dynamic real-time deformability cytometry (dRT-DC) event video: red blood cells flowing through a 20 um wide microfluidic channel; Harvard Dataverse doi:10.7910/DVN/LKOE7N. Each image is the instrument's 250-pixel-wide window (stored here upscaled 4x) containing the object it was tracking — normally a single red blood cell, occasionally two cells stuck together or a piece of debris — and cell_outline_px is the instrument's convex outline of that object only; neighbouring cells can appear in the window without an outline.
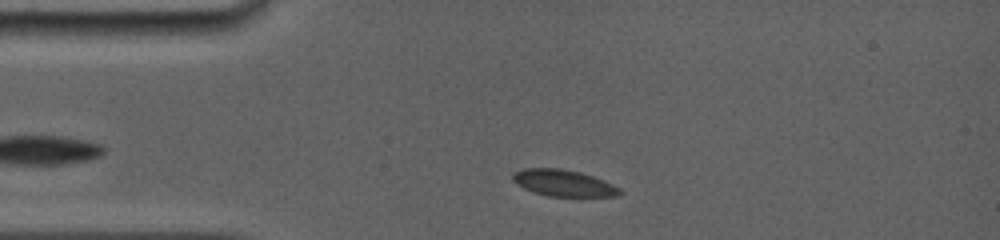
{"species": "common noctule bat (a hibernating species)", "species_latin": "Nyctalus noctula", "temperature_condition": "room temperature", "stored_images_in_passage": 3, "camera_frame_rate_fps": 5000, "um_per_image_px": 0.085, "animal": {"sex": "female", "body_mass_g": 19.0, "forearm_length_mm": 56.7}, "frame": {"image": 1, "passage_image": 1, "time_ms": 0.0, "image_size_px": [1000, 240], "cell_outline_px": [[624, 192], [620, 196], [548, 196], [532, 192], [516, 184], [512, 180], [512, 172], [524, 168], [560, 168], [580, 172], [604, 180], [620, 188]], "centroid_in_image_um": [47.88, 15.55], "position_along_channel_um": 37.1, "area_um2": 16.7}}